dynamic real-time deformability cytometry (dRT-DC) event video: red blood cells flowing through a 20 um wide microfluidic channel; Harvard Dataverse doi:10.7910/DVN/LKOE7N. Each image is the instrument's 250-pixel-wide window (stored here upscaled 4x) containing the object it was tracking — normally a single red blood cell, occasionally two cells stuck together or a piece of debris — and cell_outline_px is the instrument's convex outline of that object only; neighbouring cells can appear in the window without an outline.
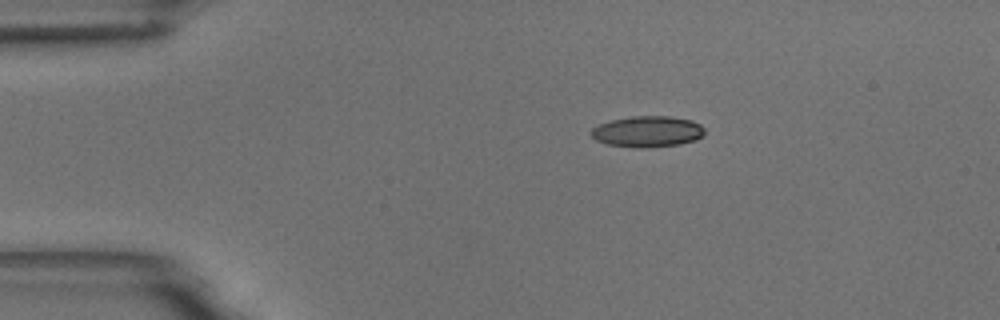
{"species": "common noctule bat (a hibernating species)", "species_latin": "Nyctalus noctula", "temperature_condition": "room temperature", "stored_images_in_passage": 46, "camera_frame_rate_fps": 3000, "um_per_image_px": 0.085, "animal": {"sex": "male", "body_mass_g": 18.8}, "frame": {"image": 1, "passage_image": 1, "time_ms": 0.0, "image_size_px": [1000, 320], "cell_outline_px": [[704, 136], [696, 140], [680, 144], [644, 148], [636, 148], [608, 144], [596, 140], [592, 136], [592, 128], [600, 124], [612, 120], [632, 116], [672, 116], [692, 120], [700, 124], [704, 128]], "centroid_in_image_um": [55.08, 11.18], "position_along_channel_um": 29.9, "area_um2": 20.58}}
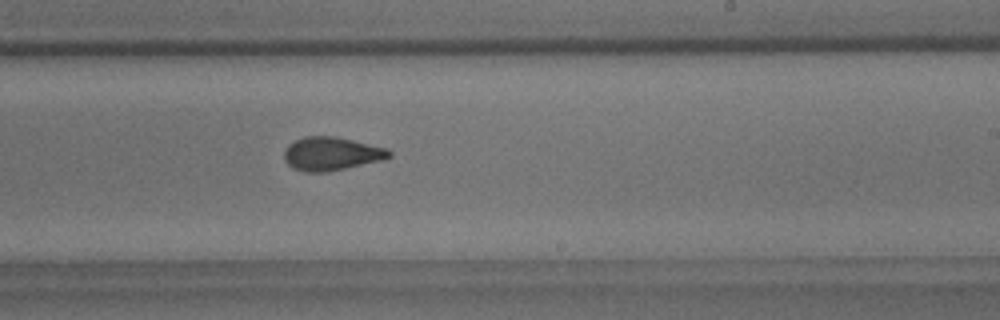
{"frame": {"image": 2, "passage_image": 24, "time_ms": 7.667, "image_size_px": [1000, 320], "cell_outline_px": [[392, 156], [384, 160], [324, 172], [304, 172], [292, 168], [284, 160], [284, 148], [288, 144], [304, 136], [336, 136], [388, 148], [392, 152]], "centroid_in_image_um": [28.17, 13.06], "position_along_channel_um": 260.8, "area_um2": 20.63}}
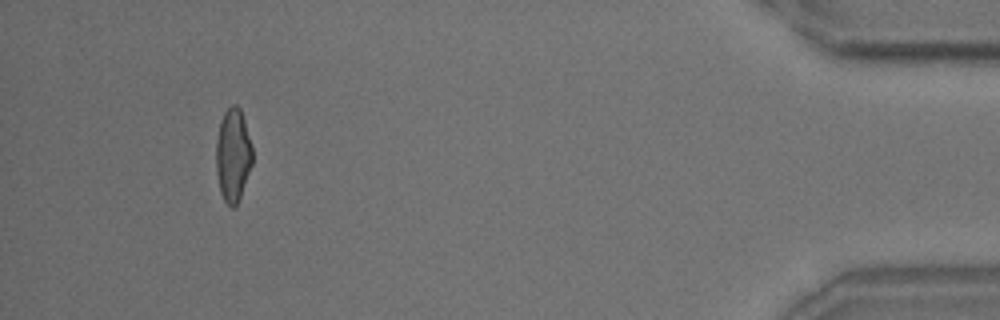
{"frame": {"image": 3, "passage_image": 42, "time_ms": 13.667, "image_size_px": [1000, 320], "cell_outline_px": [[252, 164], [240, 196], [236, 204], [232, 208], [224, 200], [220, 192], [216, 172], [216, 140], [220, 120], [224, 112], [232, 104], [236, 104], [240, 108], [252, 144]], "centroid_in_image_um": [19.79, 13.15], "position_along_channel_um": 415.4, "area_um2": 19.71}, "authors_computed_cell_mechanics": {"area_um2": 20.2011, "velocity_mm_per_s": 3.6821, "shape_relaxation_time_tau1_ms": 6.0599, "shape_relaxation_time_tau2_ms": 1.7179, "deformation_change_tau1": 0.1773, "deformation_change_tau2": 0.0894}}